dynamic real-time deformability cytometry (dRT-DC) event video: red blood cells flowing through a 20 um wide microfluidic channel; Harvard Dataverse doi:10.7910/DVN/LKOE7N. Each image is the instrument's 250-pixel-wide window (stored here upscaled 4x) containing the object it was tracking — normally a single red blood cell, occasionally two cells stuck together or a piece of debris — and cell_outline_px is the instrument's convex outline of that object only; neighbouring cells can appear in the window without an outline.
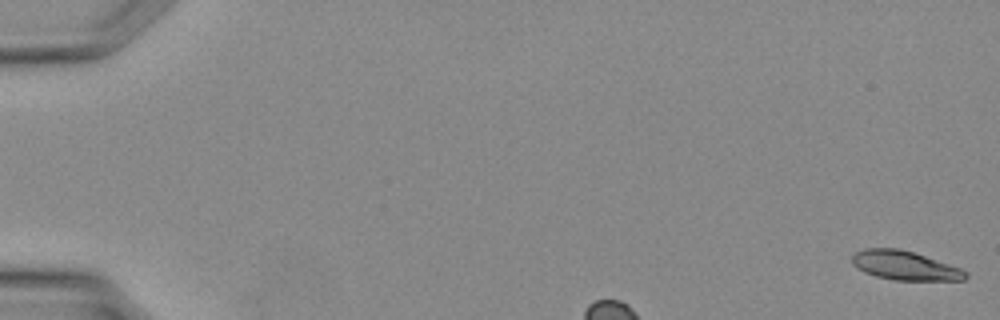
{"species": "Egyptian fruit bat (a non-hibernating species)", "species_latin": "Rousettus aegyptiacus", "temperature_condition": "warm", "stored_images_in_passage": 5, "camera_frame_rate_fps": 3000, "um_per_image_px": 0.085, "animal": {"sex": "female"}, "frame": {"image": 1, "passage_image": 1, "time_ms": 0.0, "image_size_px": [1000, 320], "cell_outline_px": [[968, 276], [964, 280], [896, 280], [876, 276], [856, 268], [852, 264], [852, 256], [856, 252], [864, 248], [900, 248], [960, 268], [968, 272]], "centroid_in_image_um": [76.89, 22.57], "position_along_channel_um": 8.1, "area_um2": 19.02}}